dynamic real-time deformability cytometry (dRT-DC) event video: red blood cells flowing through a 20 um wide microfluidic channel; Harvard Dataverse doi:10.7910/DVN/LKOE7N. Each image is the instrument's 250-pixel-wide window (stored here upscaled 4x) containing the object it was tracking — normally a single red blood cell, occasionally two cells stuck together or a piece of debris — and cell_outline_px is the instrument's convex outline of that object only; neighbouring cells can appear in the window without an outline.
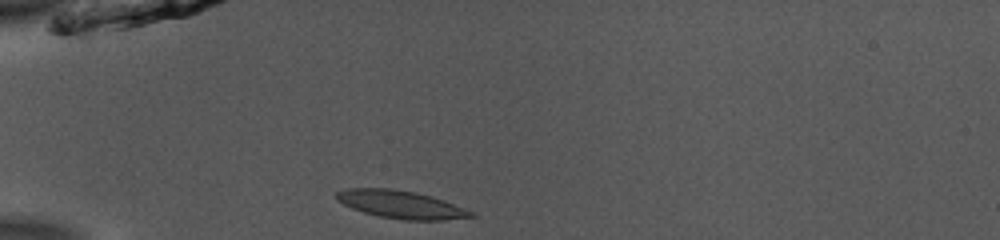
{"species": "common noctule bat (a hibernating species)", "species_latin": "Nyctalus noctula", "temperature_condition": "room temperature", "stored_images_in_passage": 37, "camera_frame_rate_fps": 3000, "um_per_image_px": 0.085, "animal": {"sex": "male", "body_mass_g": 13.0, "forearm_length_mm": 53.1}, "frame": {"image": 1, "passage_image": 1, "time_ms": 0.0, "image_size_px": [1000, 240], "cell_outline_px": [[476, 216], [444, 220], [404, 220], [380, 216], [364, 212], [352, 208], [336, 200], [332, 196], [336, 192], [344, 188], [388, 188], [416, 192], [444, 200], [476, 212]], "centroid_in_image_um": [34.07, 17.37], "position_along_channel_um": 50.9, "area_um2": 21.96}}
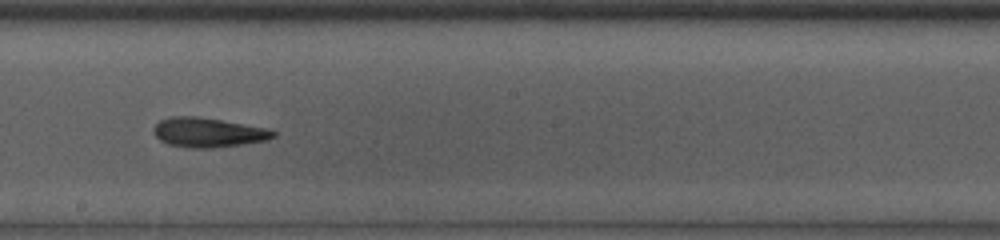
{"frame": {"image": 2, "passage_image": 16, "time_ms": 5.0, "image_size_px": [1000, 240], "cell_outline_px": [[276, 136], [268, 140], [212, 148], [192, 148], [168, 144], [160, 140], [156, 136], [152, 128], [160, 120], [172, 116], [196, 116], [244, 124], [264, 128], [276, 132]], "centroid_in_image_um": [17.66, 11.26], "position_along_channel_um": 230.5, "area_um2": 20.35}}
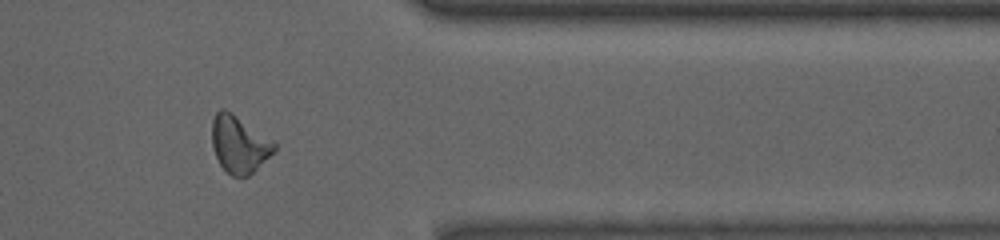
{"frame": {"image": 3, "passage_image": 29, "time_ms": 9.333, "image_size_px": [1000, 240], "cell_outline_px": [[276, 148], [248, 176], [232, 176], [220, 164], [212, 148], [212, 120], [216, 112], [220, 108], [224, 108], [232, 112], [272, 140], [276, 144]], "centroid_in_image_um": [20.29, 12.23], "position_along_channel_um": 391.1, "area_um2": 20.35}, "authors_computed_cell_mechanics": {"area_um2": 20.3456, "velocity_mm_per_s": 3.9237, "shape_relaxation_time_tau1_ms": 4.9972, "shape_relaxation_time_tau2_ms": 3.5503, "deformation_change_tau1": 0.1793, "deformation_change_tau2": 0.1113}}